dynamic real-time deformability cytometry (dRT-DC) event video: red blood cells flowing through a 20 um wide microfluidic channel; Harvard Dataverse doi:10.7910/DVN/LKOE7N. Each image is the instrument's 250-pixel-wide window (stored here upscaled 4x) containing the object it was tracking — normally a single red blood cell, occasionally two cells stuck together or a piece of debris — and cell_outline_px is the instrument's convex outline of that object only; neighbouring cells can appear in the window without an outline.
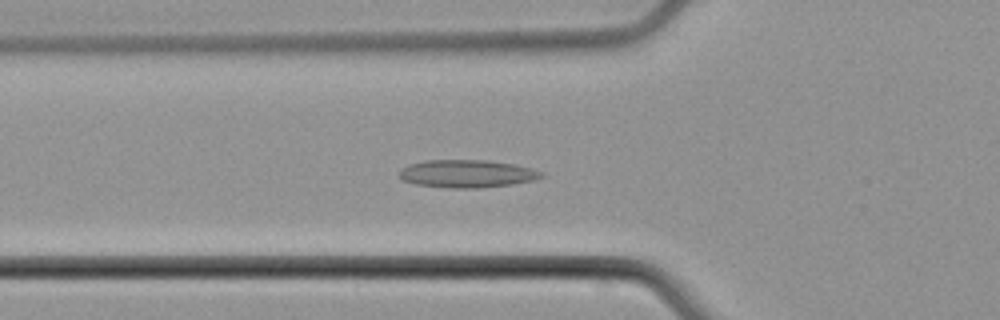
{"species": "common noctule bat (a hibernating species)", "species_latin": "Nyctalus noctula", "temperature_condition": "cold", "stored_images_in_passage": 45, "camera_frame_rate_fps": 3000, "um_per_image_px": 0.085, "animal": {"sex": "male", "body_mass_g": 21.5, "forearm_length_mm": 52.0}, "frame": {"image": 1, "passage_image": 13, "time_ms": 4.0, "image_size_px": [1000, 320], "cell_outline_px": [[544, 176], [532, 180], [512, 184], [476, 188], [456, 188], [416, 184], [404, 180], [400, 176], [400, 168], [408, 164], [428, 160], [488, 160], [516, 164], [532, 168], [544, 172]], "centroid_in_image_um": [39.72, 14.75], "position_along_channel_um": 86.1, "area_um2": 22.89}}
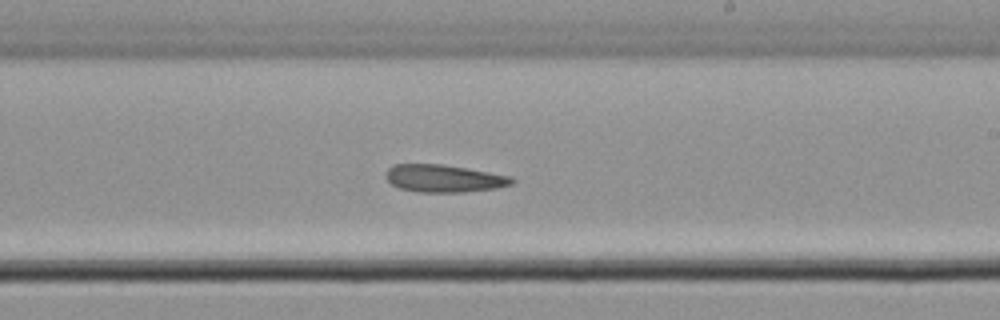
{"frame": {"image": 2, "passage_image": 25, "time_ms": 8.0, "image_size_px": [1000, 320], "cell_outline_px": [[516, 180], [512, 184], [496, 188], [464, 192], [420, 192], [400, 188], [392, 184], [384, 176], [388, 168], [396, 164], [440, 164], [512, 176]], "centroid_in_image_um": [37.74, 15.17], "position_along_channel_um": 251.3, "area_um2": 20.06}}
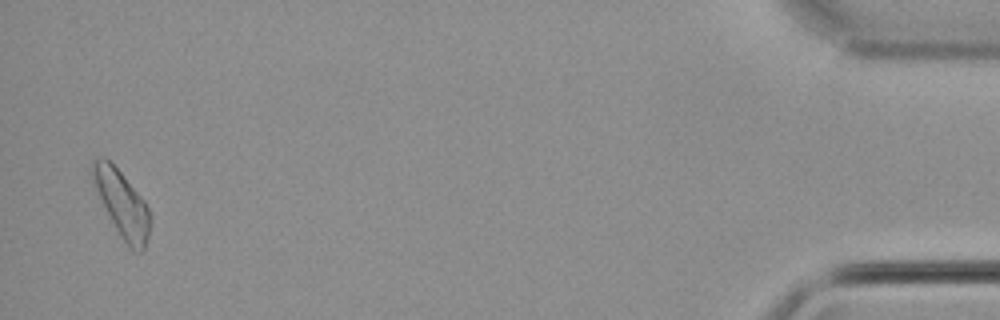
{"frame": {"image": 3, "passage_image": 44, "time_ms": 14.333, "image_size_px": [1000, 320], "cell_outline_px": [[152, 216], [148, 236], [144, 252], [132, 252], [128, 248], [120, 236], [88, 172], [92, 160], [108, 160], [120, 172], [144, 200]], "centroid_in_image_um": [10.4, 17.39], "position_along_channel_um": 424.8, "area_um2": 21.85}}